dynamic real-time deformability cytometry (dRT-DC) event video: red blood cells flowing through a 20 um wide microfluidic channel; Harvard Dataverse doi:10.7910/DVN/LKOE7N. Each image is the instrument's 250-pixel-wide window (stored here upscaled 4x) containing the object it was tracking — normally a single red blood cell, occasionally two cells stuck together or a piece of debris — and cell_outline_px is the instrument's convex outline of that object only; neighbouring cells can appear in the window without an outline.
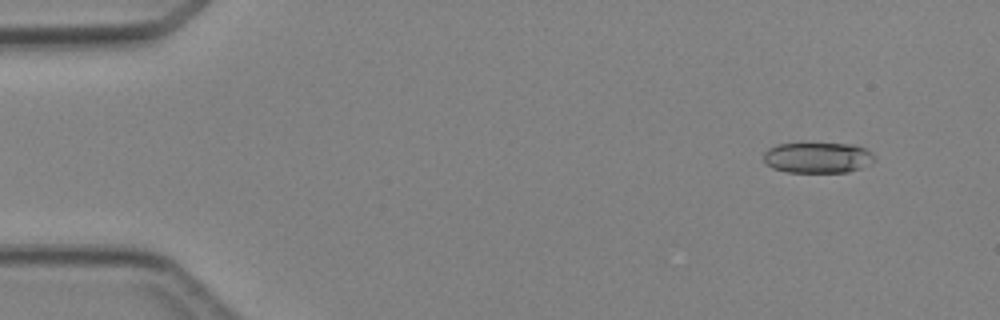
{"species": "Egyptian fruit bat (a non-hibernating species)", "species_latin": "Rousettus aegyptiacus", "temperature_condition": "cold", "stored_images_in_passage": 4, "camera_frame_rate_fps": 3000, "um_per_image_px": 0.085, "animal": {"sex": "female"}, "frame": {"image": 1, "passage_image": 4, "time_ms": 4.333, "image_size_px": [1000, 320], "cell_outline_px": [[876, 160], [872, 164], [848, 172], [788, 172], [772, 168], [764, 160], [764, 152], [768, 148], [776, 144], [804, 140], [852, 144], [864, 148], [872, 152], [876, 156]], "centroid_in_image_um": [69.51, 13.34], "position_along_channel_um": 15.5, "area_um2": 20.98}}